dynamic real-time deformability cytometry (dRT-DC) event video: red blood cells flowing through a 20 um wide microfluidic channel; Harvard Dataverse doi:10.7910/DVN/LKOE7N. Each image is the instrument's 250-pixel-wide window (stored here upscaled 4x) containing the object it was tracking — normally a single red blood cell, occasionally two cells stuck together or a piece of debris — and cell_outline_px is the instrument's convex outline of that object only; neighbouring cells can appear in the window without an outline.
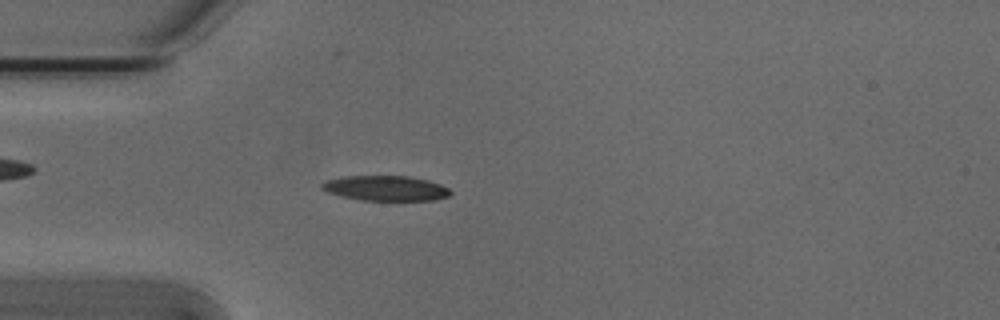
{"species": "Egyptian fruit bat (a non-hibernating species)", "species_latin": "Rousettus aegyptiacus", "temperature_condition": "cold", "stored_images_in_passage": 53, "camera_frame_rate_fps": 3000, "um_per_image_px": 0.085, "animal": {"sex": "male"}, "frame": {"image": 1, "passage_image": 15, "time_ms": 4.667, "image_size_px": [1000, 320], "cell_outline_px": [[452, 192], [448, 196], [436, 200], [364, 200], [340, 196], [328, 192], [320, 188], [320, 184], [328, 180], [344, 176], [408, 176], [428, 180], [440, 184], [448, 188]], "centroid_in_image_um": [32.78, 16.0], "position_along_channel_um": 52.2, "area_um2": 18.73}}
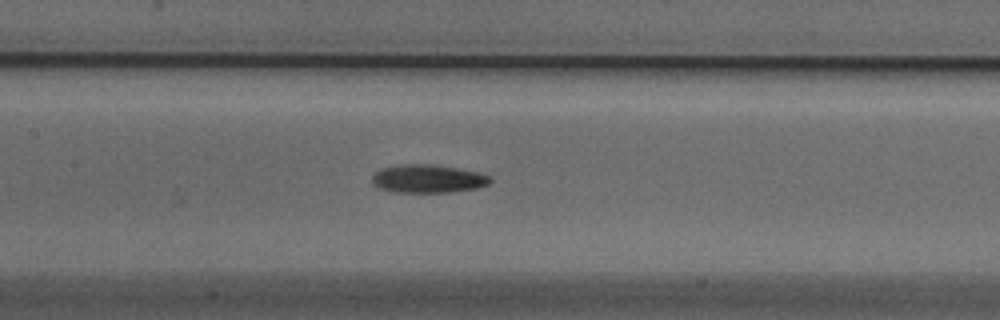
{"frame": {"image": 2, "passage_image": 25, "time_ms": 8.0, "image_size_px": [1000, 320], "cell_outline_px": [[492, 180], [488, 184], [476, 188], [448, 192], [392, 192], [380, 188], [372, 184], [372, 176], [380, 168], [400, 164], [432, 164], [480, 172], [488, 176]], "centroid_in_image_um": [36.33, 15.18], "position_along_channel_um": 171.1, "area_um2": 19.42}}
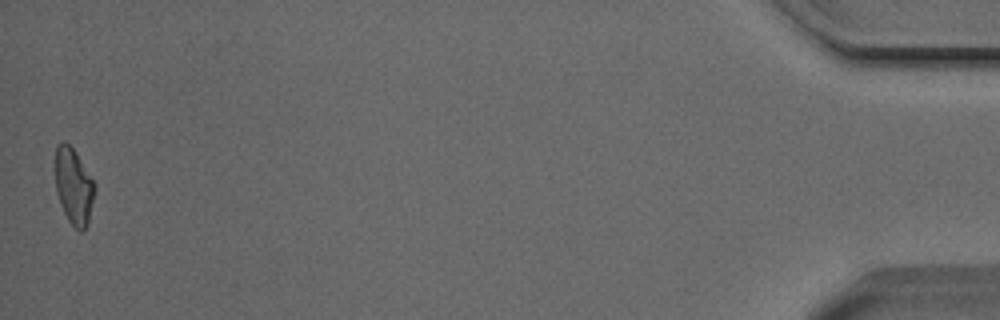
{"frame": {"image": 3, "passage_image": 53, "time_ms": 17.333, "image_size_px": [1000, 320], "cell_outline_px": [[96, 184], [88, 224], [84, 232], [80, 232], [68, 220], [60, 204], [56, 192], [56, 144], [64, 140], [72, 148]], "centroid_in_image_um": [6.27, 15.86], "position_along_channel_um": 428.9, "area_um2": 17.34}, "authors_computed_cell_mechanics": {"area_um2": 18.0914, "velocity_mm_per_s": 3.8294, "shape_relaxation_time_tau1_ms": 4.9516, "shape_relaxation_time_tau2_ms": 8.2395, "deformation_change_tau1": 0.1655, "deformation_change_tau2": 0.1748}}